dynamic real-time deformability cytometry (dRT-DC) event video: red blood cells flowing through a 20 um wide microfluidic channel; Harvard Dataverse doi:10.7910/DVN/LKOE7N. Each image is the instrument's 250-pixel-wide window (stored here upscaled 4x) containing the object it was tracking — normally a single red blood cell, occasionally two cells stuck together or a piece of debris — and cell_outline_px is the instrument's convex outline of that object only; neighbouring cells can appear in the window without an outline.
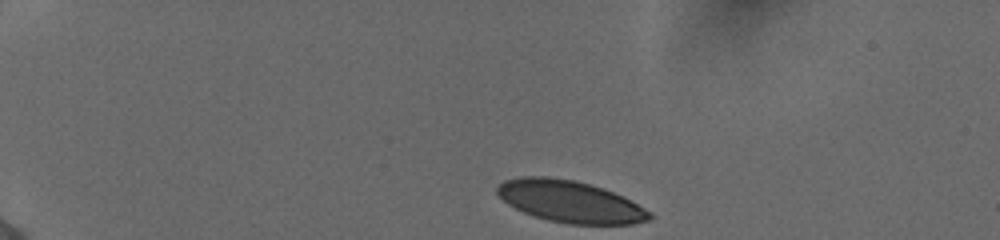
{"species": "human", "species_latin": "Homo sapiens", "temperature_condition": "cold", "stored_images_in_passage": 43, "camera_frame_rate_fps": 3000, "um_per_image_px": 0.085, "donor": {"sex": "female"}, "frame": {"image": 1, "passage_image": 1, "time_ms": 0.0, "image_size_px": [1000, 240], "cell_outline_px": [[652, 220], [632, 224], [568, 224], [548, 220], [524, 212], [508, 204], [496, 192], [496, 188], [504, 180], [520, 176], [548, 176], [576, 180], [624, 196], [652, 212]], "centroid_in_image_um": [48.48, 17.13], "position_along_channel_um": 36.5, "area_um2": 37.11}}
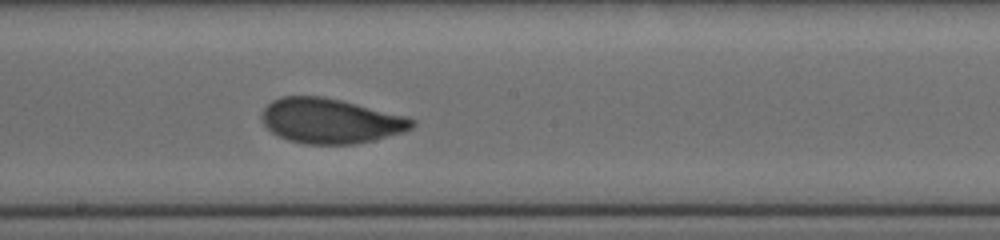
{"frame": {"image": 2, "passage_image": 22, "time_ms": 7.0, "image_size_px": [1000, 240], "cell_outline_px": [[416, 124], [412, 128], [404, 132], [356, 144], [304, 144], [288, 140], [272, 132], [264, 124], [260, 116], [260, 112], [272, 100], [280, 96], [324, 96], [408, 116], [416, 120]], "centroid_in_image_um": [28.1, 10.27], "position_along_channel_um": 220.1, "area_um2": 39.59}}
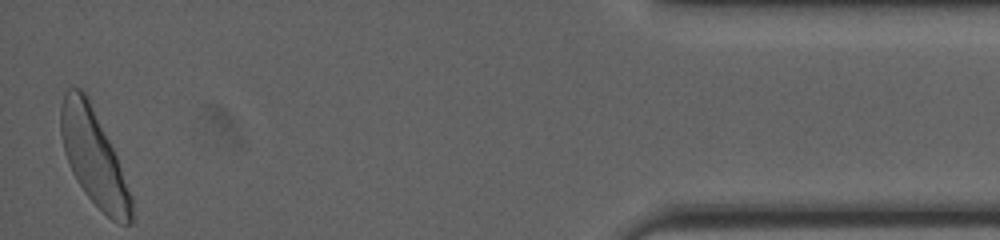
{"frame": {"image": 3, "passage_image": 43, "time_ms": 14.0, "image_size_px": [1000, 240], "cell_outline_px": [[132, 224], [120, 224], [112, 220], [84, 192], [72, 172], [68, 164], [64, 152], [60, 132], [60, 108], [64, 92], [68, 88], [80, 88], [88, 96], [116, 156], [132, 196]], "centroid_in_image_um": [7.95, 13.35], "position_along_channel_um": 427.3, "area_um2": 38.96}, "authors_computed_cell_mechanics": {"area_um2": 38.4948, "velocity_mm_per_s": 3.8504, "shape_relaxation_time_tau1_ms": 3.5121, "shape_relaxation_time_tau2_ms": 1.0741, "deformation_change_tau1": 0.131, "deformation_change_tau2": 0.0612}}